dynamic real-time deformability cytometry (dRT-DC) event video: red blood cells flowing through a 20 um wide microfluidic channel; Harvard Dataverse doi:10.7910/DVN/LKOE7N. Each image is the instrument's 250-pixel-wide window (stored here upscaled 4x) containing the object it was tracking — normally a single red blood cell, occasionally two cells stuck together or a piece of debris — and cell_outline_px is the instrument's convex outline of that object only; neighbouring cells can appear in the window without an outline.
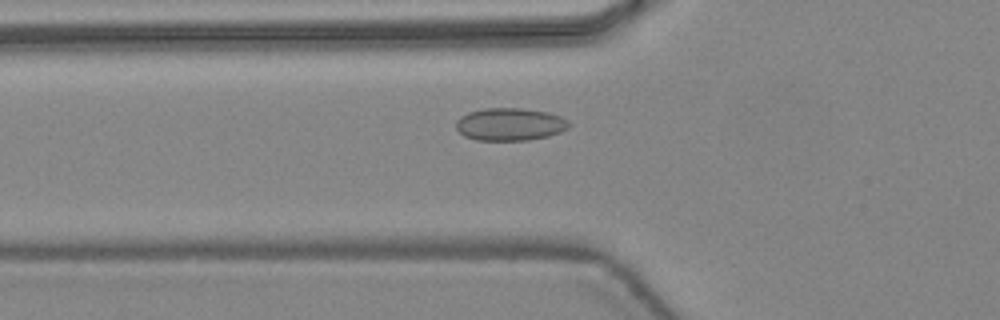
{"species": "common noctule bat (a hibernating species)", "species_latin": "Nyctalus noctula", "temperature_condition": "warm", "stored_images_in_passage": 38, "camera_frame_rate_fps": 3000, "um_per_image_px": 0.085, "animal": {"sex": "female", "body_mass_g": 24.6, "forearm_length_mm": 56.2}, "frame": {"image": 1, "passage_image": 9, "time_ms": 2.667, "image_size_px": [1000, 320], "cell_outline_px": [[568, 128], [560, 132], [548, 136], [528, 140], [476, 140], [464, 136], [456, 128], [456, 120], [460, 116], [468, 112], [484, 108], [524, 108], [548, 112], [560, 116], [568, 120]], "centroid_in_image_um": [43.32, 10.56], "position_along_channel_um": 82.5, "area_um2": 21.56}}
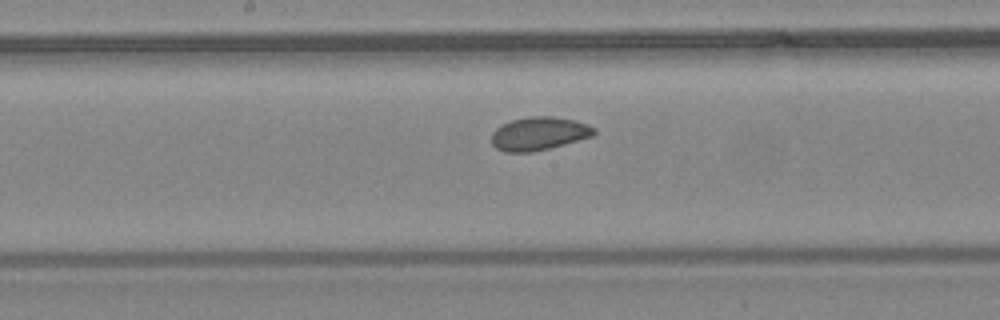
{"frame": {"image": 2, "passage_image": 17, "time_ms": 5.333, "image_size_px": [1000, 320], "cell_outline_px": [[596, 132], [592, 136], [548, 148], [532, 152], [504, 152], [496, 148], [492, 144], [492, 132], [496, 128], [512, 120], [532, 116], [552, 116], [572, 120], [588, 124], [596, 128]], "centroid_in_image_um": [45.8, 11.36], "position_along_channel_um": 202.4, "area_um2": 19.65}}
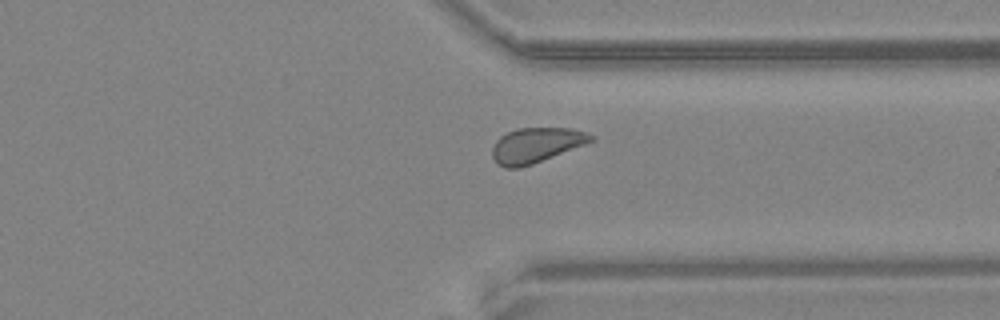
{"frame": {"image": 3, "passage_image": 28, "time_ms": 9.0, "image_size_px": [1000, 320], "cell_outline_px": [[596, 140], [532, 164], [520, 168], [504, 168], [496, 164], [492, 156], [492, 148], [496, 140], [500, 136], [508, 132], [520, 128], [568, 128], [588, 132], [596, 136]], "centroid_in_image_um": [45.57, 12.34], "position_along_channel_um": 365.8, "area_um2": 20.23}, "authors_computed_cell_mechanics": {"area_um2": 20.1144, "velocity_mm_per_s": 4.4625, "shape_relaxation_time_tau1_ms": 3.3544, "shape_relaxation_time_tau2_ms": null, "deformation_change_tau1": 0.0655, "deformation_change_tau2": null}}